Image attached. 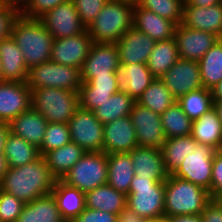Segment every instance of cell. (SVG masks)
<instances>
[{"instance_id": "cell-26", "label": "cell", "mask_w": 222, "mask_h": 222, "mask_svg": "<svg viewBox=\"0 0 222 222\" xmlns=\"http://www.w3.org/2000/svg\"><path fill=\"white\" fill-rule=\"evenodd\" d=\"M53 194L57 207L64 220H75L86 208L85 192L56 180Z\"/></svg>"}, {"instance_id": "cell-51", "label": "cell", "mask_w": 222, "mask_h": 222, "mask_svg": "<svg viewBox=\"0 0 222 222\" xmlns=\"http://www.w3.org/2000/svg\"><path fill=\"white\" fill-rule=\"evenodd\" d=\"M143 218L130 210L127 206L118 215V222H143Z\"/></svg>"}, {"instance_id": "cell-44", "label": "cell", "mask_w": 222, "mask_h": 222, "mask_svg": "<svg viewBox=\"0 0 222 222\" xmlns=\"http://www.w3.org/2000/svg\"><path fill=\"white\" fill-rule=\"evenodd\" d=\"M120 90L119 75H102L82 82L80 91L118 92Z\"/></svg>"}, {"instance_id": "cell-16", "label": "cell", "mask_w": 222, "mask_h": 222, "mask_svg": "<svg viewBox=\"0 0 222 222\" xmlns=\"http://www.w3.org/2000/svg\"><path fill=\"white\" fill-rule=\"evenodd\" d=\"M174 38L177 42L179 58L191 61H199L220 39L211 32L191 29L182 23L177 25Z\"/></svg>"}, {"instance_id": "cell-41", "label": "cell", "mask_w": 222, "mask_h": 222, "mask_svg": "<svg viewBox=\"0 0 222 222\" xmlns=\"http://www.w3.org/2000/svg\"><path fill=\"white\" fill-rule=\"evenodd\" d=\"M71 142L69 126L66 123H48L42 145L39 147L40 155L58 149Z\"/></svg>"}, {"instance_id": "cell-3", "label": "cell", "mask_w": 222, "mask_h": 222, "mask_svg": "<svg viewBox=\"0 0 222 222\" xmlns=\"http://www.w3.org/2000/svg\"><path fill=\"white\" fill-rule=\"evenodd\" d=\"M211 200L208 190L169 174L165 180L164 216L199 215Z\"/></svg>"}, {"instance_id": "cell-59", "label": "cell", "mask_w": 222, "mask_h": 222, "mask_svg": "<svg viewBox=\"0 0 222 222\" xmlns=\"http://www.w3.org/2000/svg\"><path fill=\"white\" fill-rule=\"evenodd\" d=\"M113 1L125 2V3H129V4H133V5H136V3L138 2V0H113Z\"/></svg>"}, {"instance_id": "cell-37", "label": "cell", "mask_w": 222, "mask_h": 222, "mask_svg": "<svg viewBox=\"0 0 222 222\" xmlns=\"http://www.w3.org/2000/svg\"><path fill=\"white\" fill-rule=\"evenodd\" d=\"M136 102L161 115L177 100L165 84L159 78H155Z\"/></svg>"}, {"instance_id": "cell-17", "label": "cell", "mask_w": 222, "mask_h": 222, "mask_svg": "<svg viewBox=\"0 0 222 222\" xmlns=\"http://www.w3.org/2000/svg\"><path fill=\"white\" fill-rule=\"evenodd\" d=\"M31 105V90L25 82H0V121L10 123Z\"/></svg>"}, {"instance_id": "cell-62", "label": "cell", "mask_w": 222, "mask_h": 222, "mask_svg": "<svg viewBox=\"0 0 222 222\" xmlns=\"http://www.w3.org/2000/svg\"><path fill=\"white\" fill-rule=\"evenodd\" d=\"M3 81V76H2V68H1V63H0V82Z\"/></svg>"}, {"instance_id": "cell-5", "label": "cell", "mask_w": 222, "mask_h": 222, "mask_svg": "<svg viewBox=\"0 0 222 222\" xmlns=\"http://www.w3.org/2000/svg\"><path fill=\"white\" fill-rule=\"evenodd\" d=\"M32 107L48 123H66L80 107L79 93L61 88L31 90Z\"/></svg>"}, {"instance_id": "cell-52", "label": "cell", "mask_w": 222, "mask_h": 222, "mask_svg": "<svg viewBox=\"0 0 222 222\" xmlns=\"http://www.w3.org/2000/svg\"><path fill=\"white\" fill-rule=\"evenodd\" d=\"M10 133V125L8 122L0 121V154L4 153L5 142Z\"/></svg>"}, {"instance_id": "cell-56", "label": "cell", "mask_w": 222, "mask_h": 222, "mask_svg": "<svg viewBox=\"0 0 222 222\" xmlns=\"http://www.w3.org/2000/svg\"><path fill=\"white\" fill-rule=\"evenodd\" d=\"M30 0H3L5 4H9L18 8L20 11L29 3Z\"/></svg>"}, {"instance_id": "cell-35", "label": "cell", "mask_w": 222, "mask_h": 222, "mask_svg": "<svg viewBox=\"0 0 222 222\" xmlns=\"http://www.w3.org/2000/svg\"><path fill=\"white\" fill-rule=\"evenodd\" d=\"M136 100L124 90L114 93L109 100L94 110L96 118L104 125L130 115Z\"/></svg>"}, {"instance_id": "cell-46", "label": "cell", "mask_w": 222, "mask_h": 222, "mask_svg": "<svg viewBox=\"0 0 222 222\" xmlns=\"http://www.w3.org/2000/svg\"><path fill=\"white\" fill-rule=\"evenodd\" d=\"M21 14L20 10L9 4H0V40L11 36L14 21Z\"/></svg>"}, {"instance_id": "cell-50", "label": "cell", "mask_w": 222, "mask_h": 222, "mask_svg": "<svg viewBox=\"0 0 222 222\" xmlns=\"http://www.w3.org/2000/svg\"><path fill=\"white\" fill-rule=\"evenodd\" d=\"M203 222H222V202L211 199L200 214Z\"/></svg>"}, {"instance_id": "cell-36", "label": "cell", "mask_w": 222, "mask_h": 222, "mask_svg": "<svg viewBox=\"0 0 222 222\" xmlns=\"http://www.w3.org/2000/svg\"><path fill=\"white\" fill-rule=\"evenodd\" d=\"M202 86L211 90L222 81V39H219L198 61Z\"/></svg>"}, {"instance_id": "cell-53", "label": "cell", "mask_w": 222, "mask_h": 222, "mask_svg": "<svg viewBox=\"0 0 222 222\" xmlns=\"http://www.w3.org/2000/svg\"><path fill=\"white\" fill-rule=\"evenodd\" d=\"M222 0H186L183 6L207 7L221 3Z\"/></svg>"}, {"instance_id": "cell-1", "label": "cell", "mask_w": 222, "mask_h": 222, "mask_svg": "<svg viewBox=\"0 0 222 222\" xmlns=\"http://www.w3.org/2000/svg\"><path fill=\"white\" fill-rule=\"evenodd\" d=\"M56 178L42 156L23 166L9 168L0 181V190L24 203L45 196L53 190Z\"/></svg>"}, {"instance_id": "cell-18", "label": "cell", "mask_w": 222, "mask_h": 222, "mask_svg": "<svg viewBox=\"0 0 222 222\" xmlns=\"http://www.w3.org/2000/svg\"><path fill=\"white\" fill-rule=\"evenodd\" d=\"M156 41L134 27L123 34L115 45L120 64H147Z\"/></svg>"}, {"instance_id": "cell-30", "label": "cell", "mask_w": 222, "mask_h": 222, "mask_svg": "<svg viewBox=\"0 0 222 222\" xmlns=\"http://www.w3.org/2000/svg\"><path fill=\"white\" fill-rule=\"evenodd\" d=\"M85 151L74 142L42 155L52 175L61 180L81 159Z\"/></svg>"}, {"instance_id": "cell-12", "label": "cell", "mask_w": 222, "mask_h": 222, "mask_svg": "<svg viewBox=\"0 0 222 222\" xmlns=\"http://www.w3.org/2000/svg\"><path fill=\"white\" fill-rule=\"evenodd\" d=\"M159 79L176 100L191 91L203 88L198 61L179 58Z\"/></svg>"}, {"instance_id": "cell-57", "label": "cell", "mask_w": 222, "mask_h": 222, "mask_svg": "<svg viewBox=\"0 0 222 222\" xmlns=\"http://www.w3.org/2000/svg\"><path fill=\"white\" fill-rule=\"evenodd\" d=\"M8 169L7 159L4 154H0V181L3 179V176L6 174Z\"/></svg>"}, {"instance_id": "cell-40", "label": "cell", "mask_w": 222, "mask_h": 222, "mask_svg": "<svg viewBox=\"0 0 222 222\" xmlns=\"http://www.w3.org/2000/svg\"><path fill=\"white\" fill-rule=\"evenodd\" d=\"M136 5L153 11L176 25L182 23L184 5L182 0H138Z\"/></svg>"}, {"instance_id": "cell-24", "label": "cell", "mask_w": 222, "mask_h": 222, "mask_svg": "<svg viewBox=\"0 0 222 222\" xmlns=\"http://www.w3.org/2000/svg\"><path fill=\"white\" fill-rule=\"evenodd\" d=\"M0 63L3 81H26L28 68L22 51L12 36L0 40Z\"/></svg>"}, {"instance_id": "cell-29", "label": "cell", "mask_w": 222, "mask_h": 222, "mask_svg": "<svg viewBox=\"0 0 222 222\" xmlns=\"http://www.w3.org/2000/svg\"><path fill=\"white\" fill-rule=\"evenodd\" d=\"M107 166V184L127 195L135 175L130 152L107 154Z\"/></svg>"}, {"instance_id": "cell-43", "label": "cell", "mask_w": 222, "mask_h": 222, "mask_svg": "<svg viewBox=\"0 0 222 222\" xmlns=\"http://www.w3.org/2000/svg\"><path fill=\"white\" fill-rule=\"evenodd\" d=\"M108 0H73L81 22L88 27Z\"/></svg>"}, {"instance_id": "cell-31", "label": "cell", "mask_w": 222, "mask_h": 222, "mask_svg": "<svg viewBox=\"0 0 222 222\" xmlns=\"http://www.w3.org/2000/svg\"><path fill=\"white\" fill-rule=\"evenodd\" d=\"M62 218L52 193L25 203L16 222H61Z\"/></svg>"}, {"instance_id": "cell-9", "label": "cell", "mask_w": 222, "mask_h": 222, "mask_svg": "<svg viewBox=\"0 0 222 222\" xmlns=\"http://www.w3.org/2000/svg\"><path fill=\"white\" fill-rule=\"evenodd\" d=\"M71 141L85 152H103L104 125L94 111L79 107L68 122Z\"/></svg>"}, {"instance_id": "cell-42", "label": "cell", "mask_w": 222, "mask_h": 222, "mask_svg": "<svg viewBox=\"0 0 222 222\" xmlns=\"http://www.w3.org/2000/svg\"><path fill=\"white\" fill-rule=\"evenodd\" d=\"M24 205L14 195L0 190V222H16Z\"/></svg>"}, {"instance_id": "cell-28", "label": "cell", "mask_w": 222, "mask_h": 222, "mask_svg": "<svg viewBox=\"0 0 222 222\" xmlns=\"http://www.w3.org/2000/svg\"><path fill=\"white\" fill-rule=\"evenodd\" d=\"M191 136L199 143L222 149V122L214 107L192 121Z\"/></svg>"}, {"instance_id": "cell-6", "label": "cell", "mask_w": 222, "mask_h": 222, "mask_svg": "<svg viewBox=\"0 0 222 222\" xmlns=\"http://www.w3.org/2000/svg\"><path fill=\"white\" fill-rule=\"evenodd\" d=\"M165 181L136 175L131 181L126 206L143 219L164 216Z\"/></svg>"}, {"instance_id": "cell-10", "label": "cell", "mask_w": 222, "mask_h": 222, "mask_svg": "<svg viewBox=\"0 0 222 222\" xmlns=\"http://www.w3.org/2000/svg\"><path fill=\"white\" fill-rule=\"evenodd\" d=\"M216 151L214 147L198 143L195 152L187 155L172 175L203 187L211 196L212 167Z\"/></svg>"}, {"instance_id": "cell-39", "label": "cell", "mask_w": 222, "mask_h": 222, "mask_svg": "<svg viewBox=\"0 0 222 222\" xmlns=\"http://www.w3.org/2000/svg\"><path fill=\"white\" fill-rule=\"evenodd\" d=\"M177 103L184 113L192 120L199 119L213 108L211 90L200 88L180 97Z\"/></svg>"}, {"instance_id": "cell-25", "label": "cell", "mask_w": 222, "mask_h": 222, "mask_svg": "<svg viewBox=\"0 0 222 222\" xmlns=\"http://www.w3.org/2000/svg\"><path fill=\"white\" fill-rule=\"evenodd\" d=\"M118 73L120 90H124L136 101L155 79L147 64H120Z\"/></svg>"}, {"instance_id": "cell-34", "label": "cell", "mask_w": 222, "mask_h": 222, "mask_svg": "<svg viewBox=\"0 0 222 222\" xmlns=\"http://www.w3.org/2000/svg\"><path fill=\"white\" fill-rule=\"evenodd\" d=\"M3 154L7 159L9 168L31 163L41 156L39 148L36 145L29 143L11 132L5 142Z\"/></svg>"}, {"instance_id": "cell-21", "label": "cell", "mask_w": 222, "mask_h": 222, "mask_svg": "<svg viewBox=\"0 0 222 222\" xmlns=\"http://www.w3.org/2000/svg\"><path fill=\"white\" fill-rule=\"evenodd\" d=\"M133 27L155 41L173 38L177 25L153 11L134 5Z\"/></svg>"}, {"instance_id": "cell-54", "label": "cell", "mask_w": 222, "mask_h": 222, "mask_svg": "<svg viewBox=\"0 0 222 222\" xmlns=\"http://www.w3.org/2000/svg\"><path fill=\"white\" fill-rule=\"evenodd\" d=\"M171 222H203L199 215H175L170 217Z\"/></svg>"}, {"instance_id": "cell-55", "label": "cell", "mask_w": 222, "mask_h": 222, "mask_svg": "<svg viewBox=\"0 0 222 222\" xmlns=\"http://www.w3.org/2000/svg\"><path fill=\"white\" fill-rule=\"evenodd\" d=\"M213 101H222V81L211 89Z\"/></svg>"}, {"instance_id": "cell-15", "label": "cell", "mask_w": 222, "mask_h": 222, "mask_svg": "<svg viewBox=\"0 0 222 222\" xmlns=\"http://www.w3.org/2000/svg\"><path fill=\"white\" fill-rule=\"evenodd\" d=\"M93 44L87 29L76 36L54 39L51 61L72 67L82 68Z\"/></svg>"}, {"instance_id": "cell-14", "label": "cell", "mask_w": 222, "mask_h": 222, "mask_svg": "<svg viewBox=\"0 0 222 222\" xmlns=\"http://www.w3.org/2000/svg\"><path fill=\"white\" fill-rule=\"evenodd\" d=\"M119 68V56L115 43L93 42L89 55L80 69L81 80L88 82L102 75H119Z\"/></svg>"}, {"instance_id": "cell-49", "label": "cell", "mask_w": 222, "mask_h": 222, "mask_svg": "<svg viewBox=\"0 0 222 222\" xmlns=\"http://www.w3.org/2000/svg\"><path fill=\"white\" fill-rule=\"evenodd\" d=\"M76 222H118V216L106 211L93 210L85 208V210L75 219Z\"/></svg>"}, {"instance_id": "cell-2", "label": "cell", "mask_w": 222, "mask_h": 222, "mask_svg": "<svg viewBox=\"0 0 222 222\" xmlns=\"http://www.w3.org/2000/svg\"><path fill=\"white\" fill-rule=\"evenodd\" d=\"M11 36L22 51L27 68L51 60L54 39L39 19L20 14L14 21Z\"/></svg>"}, {"instance_id": "cell-19", "label": "cell", "mask_w": 222, "mask_h": 222, "mask_svg": "<svg viewBox=\"0 0 222 222\" xmlns=\"http://www.w3.org/2000/svg\"><path fill=\"white\" fill-rule=\"evenodd\" d=\"M135 147H138V141L130 115L104 124L103 152L127 153Z\"/></svg>"}, {"instance_id": "cell-11", "label": "cell", "mask_w": 222, "mask_h": 222, "mask_svg": "<svg viewBox=\"0 0 222 222\" xmlns=\"http://www.w3.org/2000/svg\"><path fill=\"white\" fill-rule=\"evenodd\" d=\"M39 20L47 28L53 39L76 36L87 29L80 20L73 0L57 5Z\"/></svg>"}, {"instance_id": "cell-61", "label": "cell", "mask_w": 222, "mask_h": 222, "mask_svg": "<svg viewBox=\"0 0 222 222\" xmlns=\"http://www.w3.org/2000/svg\"><path fill=\"white\" fill-rule=\"evenodd\" d=\"M143 222H157V218L144 219Z\"/></svg>"}, {"instance_id": "cell-8", "label": "cell", "mask_w": 222, "mask_h": 222, "mask_svg": "<svg viewBox=\"0 0 222 222\" xmlns=\"http://www.w3.org/2000/svg\"><path fill=\"white\" fill-rule=\"evenodd\" d=\"M108 166L105 152H85L81 159L64 175L62 182L87 192L107 184Z\"/></svg>"}, {"instance_id": "cell-45", "label": "cell", "mask_w": 222, "mask_h": 222, "mask_svg": "<svg viewBox=\"0 0 222 222\" xmlns=\"http://www.w3.org/2000/svg\"><path fill=\"white\" fill-rule=\"evenodd\" d=\"M70 0H30L20 11L21 15L30 19H39L45 13Z\"/></svg>"}, {"instance_id": "cell-7", "label": "cell", "mask_w": 222, "mask_h": 222, "mask_svg": "<svg viewBox=\"0 0 222 222\" xmlns=\"http://www.w3.org/2000/svg\"><path fill=\"white\" fill-rule=\"evenodd\" d=\"M26 85L30 90L38 88H61L79 93L82 86L81 70L47 61L28 68Z\"/></svg>"}, {"instance_id": "cell-47", "label": "cell", "mask_w": 222, "mask_h": 222, "mask_svg": "<svg viewBox=\"0 0 222 222\" xmlns=\"http://www.w3.org/2000/svg\"><path fill=\"white\" fill-rule=\"evenodd\" d=\"M116 92L102 91H79L80 107L85 110L94 111Z\"/></svg>"}, {"instance_id": "cell-33", "label": "cell", "mask_w": 222, "mask_h": 222, "mask_svg": "<svg viewBox=\"0 0 222 222\" xmlns=\"http://www.w3.org/2000/svg\"><path fill=\"white\" fill-rule=\"evenodd\" d=\"M197 144L191 135L166 139L160 149L166 171L172 174L187 155L195 152Z\"/></svg>"}, {"instance_id": "cell-38", "label": "cell", "mask_w": 222, "mask_h": 222, "mask_svg": "<svg viewBox=\"0 0 222 222\" xmlns=\"http://www.w3.org/2000/svg\"><path fill=\"white\" fill-rule=\"evenodd\" d=\"M167 139L191 135L192 120L176 102L160 115Z\"/></svg>"}, {"instance_id": "cell-48", "label": "cell", "mask_w": 222, "mask_h": 222, "mask_svg": "<svg viewBox=\"0 0 222 222\" xmlns=\"http://www.w3.org/2000/svg\"><path fill=\"white\" fill-rule=\"evenodd\" d=\"M219 198H222V149L214 155L211 179V199Z\"/></svg>"}, {"instance_id": "cell-60", "label": "cell", "mask_w": 222, "mask_h": 222, "mask_svg": "<svg viewBox=\"0 0 222 222\" xmlns=\"http://www.w3.org/2000/svg\"><path fill=\"white\" fill-rule=\"evenodd\" d=\"M157 222H171V220H170V217L163 216V217L157 218Z\"/></svg>"}, {"instance_id": "cell-58", "label": "cell", "mask_w": 222, "mask_h": 222, "mask_svg": "<svg viewBox=\"0 0 222 222\" xmlns=\"http://www.w3.org/2000/svg\"><path fill=\"white\" fill-rule=\"evenodd\" d=\"M213 107L216 110L220 121L222 122V101H213Z\"/></svg>"}, {"instance_id": "cell-13", "label": "cell", "mask_w": 222, "mask_h": 222, "mask_svg": "<svg viewBox=\"0 0 222 222\" xmlns=\"http://www.w3.org/2000/svg\"><path fill=\"white\" fill-rule=\"evenodd\" d=\"M130 117L136 131L138 146L161 149L166 142L160 114L135 103Z\"/></svg>"}, {"instance_id": "cell-23", "label": "cell", "mask_w": 222, "mask_h": 222, "mask_svg": "<svg viewBox=\"0 0 222 222\" xmlns=\"http://www.w3.org/2000/svg\"><path fill=\"white\" fill-rule=\"evenodd\" d=\"M10 132L36 145H42L48 122L32 106L15 117L10 123Z\"/></svg>"}, {"instance_id": "cell-27", "label": "cell", "mask_w": 222, "mask_h": 222, "mask_svg": "<svg viewBox=\"0 0 222 222\" xmlns=\"http://www.w3.org/2000/svg\"><path fill=\"white\" fill-rule=\"evenodd\" d=\"M126 201L127 195L117 191L109 184L98 186L85 193L86 208L106 211L117 216L126 207Z\"/></svg>"}, {"instance_id": "cell-4", "label": "cell", "mask_w": 222, "mask_h": 222, "mask_svg": "<svg viewBox=\"0 0 222 222\" xmlns=\"http://www.w3.org/2000/svg\"><path fill=\"white\" fill-rule=\"evenodd\" d=\"M134 5L108 0L97 17L87 27L96 43H116L133 27Z\"/></svg>"}, {"instance_id": "cell-20", "label": "cell", "mask_w": 222, "mask_h": 222, "mask_svg": "<svg viewBox=\"0 0 222 222\" xmlns=\"http://www.w3.org/2000/svg\"><path fill=\"white\" fill-rule=\"evenodd\" d=\"M182 24L191 29L211 32L222 39V2L207 7L183 6Z\"/></svg>"}, {"instance_id": "cell-22", "label": "cell", "mask_w": 222, "mask_h": 222, "mask_svg": "<svg viewBox=\"0 0 222 222\" xmlns=\"http://www.w3.org/2000/svg\"><path fill=\"white\" fill-rule=\"evenodd\" d=\"M130 157L136 176L164 181L168 178L160 149L138 146L130 152Z\"/></svg>"}, {"instance_id": "cell-32", "label": "cell", "mask_w": 222, "mask_h": 222, "mask_svg": "<svg viewBox=\"0 0 222 222\" xmlns=\"http://www.w3.org/2000/svg\"><path fill=\"white\" fill-rule=\"evenodd\" d=\"M179 59L176 39L156 41L149 55L147 68L154 78L162 77Z\"/></svg>"}]
</instances>
